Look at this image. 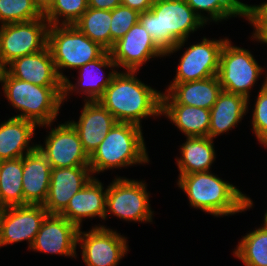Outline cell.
Wrapping results in <instances>:
<instances>
[{"label":"cell","instance_id":"cell-1","mask_svg":"<svg viewBox=\"0 0 267 266\" xmlns=\"http://www.w3.org/2000/svg\"><path fill=\"white\" fill-rule=\"evenodd\" d=\"M137 74L139 71H117L97 101L117 122L142 127V119L161 116L162 92L142 82Z\"/></svg>","mask_w":267,"mask_h":266},{"label":"cell","instance_id":"cell-2","mask_svg":"<svg viewBox=\"0 0 267 266\" xmlns=\"http://www.w3.org/2000/svg\"><path fill=\"white\" fill-rule=\"evenodd\" d=\"M139 22L165 56L180 51L191 33L207 25L186 0H155L148 11L139 13Z\"/></svg>","mask_w":267,"mask_h":266},{"label":"cell","instance_id":"cell-3","mask_svg":"<svg viewBox=\"0 0 267 266\" xmlns=\"http://www.w3.org/2000/svg\"><path fill=\"white\" fill-rule=\"evenodd\" d=\"M211 172L178 176L177 186L187 195L191 207L215 217H229L254 206L246 193Z\"/></svg>","mask_w":267,"mask_h":266},{"label":"cell","instance_id":"cell-4","mask_svg":"<svg viewBox=\"0 0 267 266\" xmlns=\"http://www.w3.org/2000/svg\"><path fill=\"white\" fill-rule=\"evenodd\" d=\"M0 83L7 102L20 112L13 117L31 121L39 128L52 127L63 105V86H40L21 81L5 69L2 71Z\"/></svg>","mask_w":267,"mask_h":266},{"label":"cell","instance_id":"cell-5","mask_svg":"<svg viewBox=\"0 0 267 266\" xmlns=\"http://www.w3.org/2000/svg\"><path fill=\"white\" fill-rule=\"evenodd\" d=\"M142 127L132 123L117 122L101 144L89 157V167L94 175L107 170L145 165L150 159Z\"/></svg>","mask_w":267,"mask_h":266},{"label":"cell","instance_id":"cell-6","mask_svg":"<svg viewBox=\"0 0 267 266\" xmlns=\"http://www.w3.org/2000/svg\"><path fill=\"white\" fill-rule=\"evenodd\" d=\"M47 46L52 53L57 74L63 82L68 78L63 73L65 68L77 70L106 51L74 25H49Z\"/></svg>","mask_w":267,"mask_h":266},{"label":"cell","instance_id":"cell-7","mask_svg":"<svg viewBox=\"0 0 267 266\" xmlns=\"http://www.w3.org/2000/svg\"><path fill=\"white\" fill-rule=\"evenodd\" d=\"M149 196L145 180L116 176L107 186L104 221L113 215L126 222H153Z\"/></svg>","mask_w":267,"mask_h":266},{"label":"cell","instance_id":"cell-8","mask_svg":"<svg viewBox=\"0 0 267 266\" xmlns=\"http://www.w3.org/2000/svg\"><path fill=\"white\" fill-rule=\"evenodd\" d=\"M261 67L248 49L235 46L228 39L221 50L217 75L223 91L246 97L249 107L251 90L261 78Z\"/></svg>","mask_w":267,"mask_h":266},{"label":"cell","instance_id":"cell-9","mask_svg":"<svg viewBox=\"0 0 267 266\" xmlns=\"http://www.w3.org/2000/svg\"><path fill=\"white\" fill-rule=\"evenodd\" d=\"M49 23L44 15L36 20L0 26V64L40 52L47 47Z\"/></svg>","mask_w":267,"mask_h":266},{"label":"cell","instance_id":"cell-10","mask_svg":"<svg viewBox=\"0 0 267 266\" xmlns=\"http://www.w3.org/2000/svg\"><path fill=\"white\" fill-rule=\"evenodd\" d=\"M127 237L107 225H94L89 231L78 230L77 245L86 266H117L129 251Z\"/></svg>","mask_w":267,"mask_h":266},{"label":"cell","instance_id":"cell-11","mask_svg":"<svg viewBox=\"0 0 267 266\" xmlns=\"http://www.w3.org/2000/svg\"><path fill=\"white\" fill-rule=\"evenodd\" d=\"M228 38L210 39L189 44L179 59L176 75L170 83L202 80L218 75L221 50Z\"/></svg>","mask_w":267,"mask_h":266},{"label":"cell","instance_id":"cell-12","mask_svg":"<svg viewBox=\"0 0 267 266\" xmlns=\"http://www.w3.org/2000/svg\"><path fill=\"white\" fill-rule=\"evenodd\" d=\"M44 144H37L39 151L45 156L51 168H70L89 166V156L85 152L78 132L69 121L59 122L50 128Z\"/></svg>","mask_w":267,"mask_h":266},{"label":"cell","instance_id":"cell-13","mask_svg":"<svg viewBox=\"0 0 267 266\" xmlns=\"http://www.w3.org/2000/svg\"><path fill=\"white\" fill-rule=\"evenodd\" d=\"M48 214L43 205H20L1 208L0 248L26 241L28 250Z\"/></svg>","mask_w":267,"mask_h":266},{"label":"cell","instance_id":"cell-14","mask_svg":"<svg viewBox=\"0 0 267 266\" xmlns=\"http://www.w3.org/2000/svg\"><path fill=\"white\" fill-rule=\"evenodd\" d=\"M117 69L140 71V68L152 58L165 57V53L156 45L152 37L138 21L109 51Z\"/></svg>","mask_w":267,"mask_h":266},{"label":"cell","instance_id":"cell-15","mask_svg":"<svg viewBox=\"0 0 267 266\" xmlns=\"http://www.w3.org/2000/svg\"><path fill=\"white\" fill-rule=\"evenodd\" d=\"M103 68H109L112 71H109L106 76ZM116 68V63L109 51H105L99 58L81 66L77 69L79 77L75 84L69 78L63 82L62 104L70 98L67 96L72 95L73 92L86 95L87 99L84 97L83 101H97L117 73L118 69Z\"/></svg>","mask_w":267,"mask_h":266},{"label":"cell","instance_id":"cell-16","mask_svg":"<svg viewBox=\"0 0 267 266\" xmlns=\"http://www.w3.org/2000/svg\"><path fill=\"white\" fill-rule=\"evenodd\" d=\"M78 228L60 214H47L30 250L77 258Z\"/></svg>","mask_w":267,"mask_h":266},{"label":"cell","instance_id":"cell-17","mask_svg":"<svg viewBox=\"0 0 267 266\" xmlns=\"http://www.w3.org/2000/svg\"><path fill=\"white\" fill-rule=\"evenodd\" d=\"M93 177L89 166L52 168L49 193L43 207L48 214H60L73 195Z\"/></svg>","mask_w":267,"mask_h":266},{"label":"cell","instance_id":"cell-18","mask_svg":"<svg viewBox=\"0 0 267 266\" xmlns=\"http://www.w3.org/2000/svg\"><path fill=\"white\" fill-rule=\"evenodd\" d=\"M78 121L68 120L78 132L82 146L90 157L117 123L98 101H84Z\"/></svg>","mask_w":267,"mask_h":266},{"label":"cell","instance_id":"cell-19","mask_svg":"<svg viewBox=\"0 0 267 266\" xmlns=\"http://www.w3.org/2000/svg\"><path fill=\"white\" fill-rule=\"evenodd\" d=\"M218 76L183 83H170L161 95V104H183L211 109L222 92Z\"/></svg>","mask_w":267,"mask_h":266},{"label":"cell","instance_id":"cell-20","mask_svg":"<svg viewBox=\"0 0 267 266\" xmlns=\"http://www.w3.org/2000/svg\"><path fill=\"white\" fill-rule=\"evenodd\" d=\"M103 185L99 178L92 177L80 191L71 197L60 215L78 229H82V222L86 218L98 217L104 221L107 187L104 188Z\"/></svg>","mask_w":267,"mask_h":266},{"label":"cell","instance_id":"cell-21","mask_svg":"<svg viewBox=\"0 0 267 266\" xmlns=\"http://www.w3.org/2000/svg\"><path fill=\"white\" fill-rule=\"evenodd\" d=\"M4 69L21 81L40 86H63L48 46L40 52L13 60Z\"/></svg>","mask_w":267,"mask_h":266},{"label":"cell","instance_id":"cell-22","mask_svg":"<svg viewBox=\"0 0 267 266\" xmlns=\"http://www.w3.org/2000/svg\"><path fill=\"white\" fill-rule=\"evenodd\" d=\"M51 169V165L38 148L23 156L24 205L45 203L49 193Z\"/></svg>","mask_w":267,"mask_h":266},{"label":"cell","instance_id":"cell-23","mask_svg":"<svg viewBox=\"0 0 267 266\" xmlns=\"http://www.w3.org/2000/svg\"><path fill=\"white\" fill-rule=\"evenodd\" d=\"M38 126L28 120L10 117L0 123V161L22 158L37 148L31 143Z\"/></svg>","mask_w":267,"mask_h":266},{"label":"cell","instance_id":"cell-24","mask_svg":"<svg viewBox=\"0 0 267 266\" xmlns=\"http://www.w3.org/2000/svg\"><path fill=\"white\" fill-rule=\"evenodd\" d=\"M248 99L242 95L223 91L210 109L208 137L213 140L237 127L249 112Z\"/></svg>","mask_w":267,"mask_h":266},{"label":"cell","instance_id":"cell-25","mask_svg":"<svg viewBox=\"0 0 267 266\" xmlns=\"http://www.w3.org/2000/svg\"><path fill=\"white\" fill-rule=\"evenodd\" d=\"M185 141L180 145V158H176L178 175L211 171L216 159L214 140L208 136H195L187 137Z\"/></svg>","mask_w":267,"mask_h":266},{"label":"cell","instance_id":"cell-26","mask_svg":"<svg viewBox=\"0 0 267 266\" xmlns=\"http://www.w3.org/2000/svg\"><path fill=\"white\" fill-rule=\"evenodd\" d=\"M161 116H165L185 137H207L210 125V109L183 104H161Z\"/></svg>","mask_w":267,"mask_h":266},{"label":"cell","instance_id":"cell-27","mask_svg":"<svg viewBox=\"0 0 267 266\" xmlns=\"http://www.w3.org/2000/svg\"><path fill=\"white\" fill-rule=\"evenodd\" d=\"M23 157L0 161V207L24 205Z\"/></svg>","mask_w":267,"mask_h":266},{"label":"cell","instance_id":"cell-28","mask_svg":"<svg viewBox=\"0 0 267 266\" xmlns=\"http://www.w3.org/2000/svg\"><path fill=\"white\" fill-rule=\"evenodd\" d=\"M259 228L246 233L233 254L245 266H267V211Z\"/></svg>","mask_w":267,"mask_h":266},{"label":"cell","instance_id":"cell-29","mask_svg":"<svg viewBox=\"0 0 267 266\" xmlns=\"http://www.w3.org/2000/svg\"><path fill=\"white\" fill-rule=\"evenodd\" d=\"M111 19L112 11L88 7V9L73 25L92 41L103 47L106 51H110Z\"/></svg>","mask_w":267,"mask_h":266},{"label":"cell","instance_id":"cell-30","mask_svg":"<svg viewBox=\"0 0 267 266\" xmlns=\"http://www.w3.org/2000/svg\"><path fill=\"white\" fill-rule=\"evenodd\" d=\"M186 2L206 24L212 21L218 24L231 17H245L246 4L239 0H186Z\"/></svg>","mask_w":267,"mask_h":266},{"label":"cell","instance_id":"cell-31","mask_svg":"<svg viewBox=\"0 0 267 266\" xmlns=\"http://www.w3.org/2000/svg\"><path fill=\"white\" fill-rule=\"evenodd\" d=\"M88 9V0H55L44 15L49 25H73Z\"/></svg>","mask_w":267,"mask_h":266},{"label":"cell","instance_id":"cell-32","mask_svg":"<svg viewBox=\"0 0 267 266\" xmlns=\"http://www.w3.org/2000/svg\"><path fill=\"white\" fill-rule=\"evenodd\" d=\"M42 16L33 0H0V26L36 20Z\"/></svg>","mask_w":267,"mask_h":266},{"label":"cell","instance_id":"cell-33","mask_svg":"<svg viewBox=\"0 0 267 266\" xmlns=\"http://www.w3.org/2000/svg\"><path fill=\"white\" fill-rule=\"evenodd\" d=\"M139 21V12L121 4L112 10L110 25L111 49L114 43L122 38L130 28Z\"/></svg>","mask_w":267,"mask_h":266},{"label":"cell","instance_id":"cell-34","mask_svg":"<svg viewBox=\"0 0 267 266\" xmlns=\"http://www.w3.org/2000/svg\"><path fill=\"white\" fill-rule=\"evenodd\" d=\"M252 109V131L257 141L267 148V92L260 88Z\"/></svg>","mask_w":267,"mask_h":266},{"label":"cell","instance_id":"cell-35","mask_svg":"<svg viewBox=\"0 0 267 266\" xmlns=\"http://www.w3.org/2000/svg\"><path fill=\"white\" fill-rule=\"evenodd\" d=\"M245 20L253 27V41L267 42V1L259 5H245Z\"/></svg>","mask_w":267,"mask_h":266},{"label":"cell","instance_id":"cell-36","mask_svg":"<svg viewBox=\"0 0 267 266\" xmlns=\"http://www.w3.org/2000/svg\"><path fill=\"white\" fill-rule=\"evenodd\" d=\"M155 0H121V4L140 12L148 11Z\"/></svg>","mask_w":267,"mask_h":266},{"label":"cell","instance_id":"cell-37","mask_svg":"<svg viewBox=\"0 0 267 266\" xmlns=\"http://www.w3.org/2000/svg\"><path fill=\"white\" fill-rule=\"evenodd\" d=\"M121 5V0H88V7L112 11Z\"/></svg>","mask_w":267,"mask_h":266},{"label":"cell","instance_id":"cell-38","mask_svg":"<svg viewBox=\"0 0 267 266\" xmlns=\"http://www.w3.org/2000/svg\"><path fill=\"white\" fill-rule=\"evenodd\" d=\"M35 7L42 15H45L53 6L55 0H33Z\"/></svg>","mask_w":267,"mask_h":266},{"label":"cell","instance_id":"cell-39","mask_svg":"<svg viewBox=\"0 0 267 266\" xmlns=\"http://www.w3.org/2000/svg\"><path fill=\"white\" fill-rule=\"evenodd\" d=\"M261 44H266L267 45V42H260ZM265 66L261 67V75L265 74V77H264V82L263 84H261V89H263L264 91L267 92V68L264 69Z\"/></svg>","mask_w":267,"mask_h":266},{"label":"cell","instance_id":"cell-40","mask_svg":"<svg viewBox=\"0 0 267 266\" xmlns=\"http://www.w3.org/2000/svg\"><path fill=\"white\" fill-rule=\"evenodd\" d=\"M3 67L1 66V64H0V80H1V74H2V71H3Z\"/></svg>","mask_w":267,"mask_h":266}]
</instances>
